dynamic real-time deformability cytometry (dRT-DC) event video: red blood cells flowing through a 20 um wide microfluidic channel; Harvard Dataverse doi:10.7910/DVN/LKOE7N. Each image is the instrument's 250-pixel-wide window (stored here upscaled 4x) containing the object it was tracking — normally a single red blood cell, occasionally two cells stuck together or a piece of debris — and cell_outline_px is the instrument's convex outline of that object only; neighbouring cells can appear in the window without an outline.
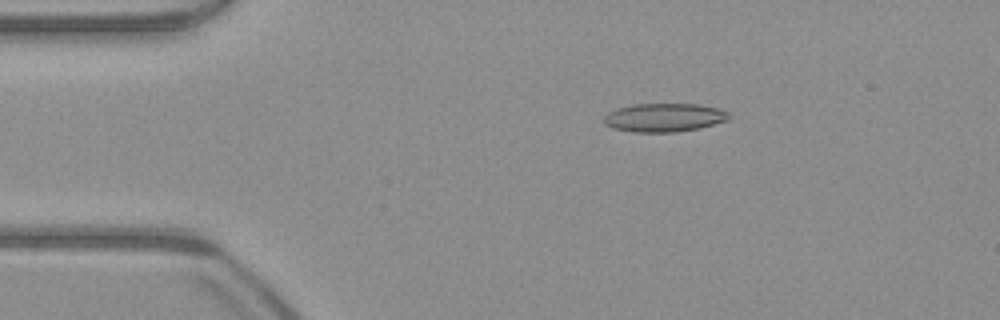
{"species": "common noctule bat (a hibernating species)", "species_latin": "Nyctalus noctula", "temperature_condition": "warm", "stored_images_in_passage": 51, "camera_frame_rate_fps": 3000, "um_per_image_px": 0.085, "animal": {"sex": "male", "body_mass_g": 23.1, "forearm_length_mm": 52.7}, "frame": {"image": 1, "passage_image": 9, "time_ms": 2.667, "image_size_px": [1000, 320], "cell_outline_px": [[728, 120], [700, 128], [676, 132], [632, 132], [612, 128], [604, 124], [604, 116], [608, 112], [616, 108], [632, 104], [700, 104], [720, 108], [728, 112]], "centroid_in_image_um": [56.43, 9.99], "position_along_channel_um": 28.6, "area_um2": 20.98}}
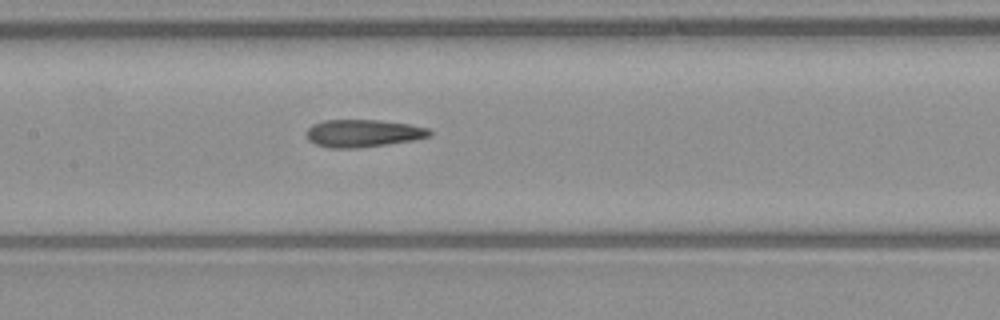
{"frame": {"image": 2, "passage_image": 24, "time_ms": 7.667, "image_size_px": [1000, 320], "cell_outline_px": [[432, 136], [416, 140], [360, 148], [328, 148], [316, 144], [308, 140], [308, 128], [312, 124], [324, 120], [376, 120], [408, 124], [432, 128]], "centroid_in_image_um": [30.92, 11.33], "position_along_channel_um": 176.5, "area_um2": 19.94}}
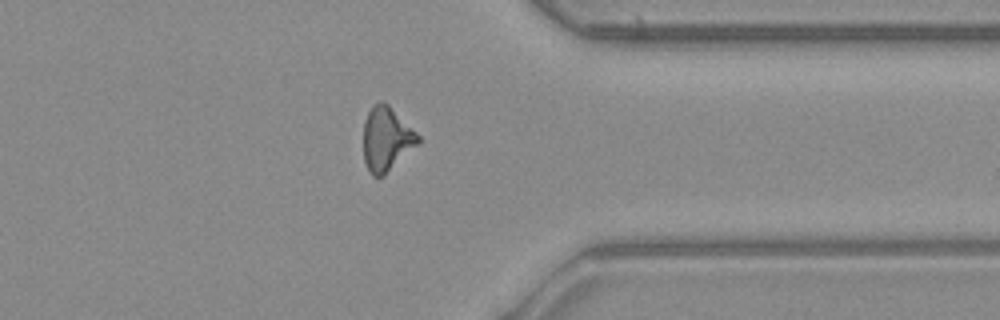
{"frame": {"image": 3, "passage_image": 40, "time_ms": 13.0, "image_size_px": [1000, 320], "cell_outline_px": [[420, 144], [384, 176], [372, 176], [368, 172], [364, 160], [364, 120], [372, 104], [380, 100], [384, 100], [420, 136]], "centroid_in_image_um": [32.86, 11.82], "position_along_channel_um": 378.5, "area_um2": 20.75}, "authors_computed_cell_mechanics": {"area_um2": 19.9988, "velocity_mm_per_s": 3.9713, "shape_relaxation_time_tau1_ms": null, "shape_relaxation_time_tau2_ms": 1.5225, "deformation_change_tau1": null, "deformation_change_tau2": 0.1118}}